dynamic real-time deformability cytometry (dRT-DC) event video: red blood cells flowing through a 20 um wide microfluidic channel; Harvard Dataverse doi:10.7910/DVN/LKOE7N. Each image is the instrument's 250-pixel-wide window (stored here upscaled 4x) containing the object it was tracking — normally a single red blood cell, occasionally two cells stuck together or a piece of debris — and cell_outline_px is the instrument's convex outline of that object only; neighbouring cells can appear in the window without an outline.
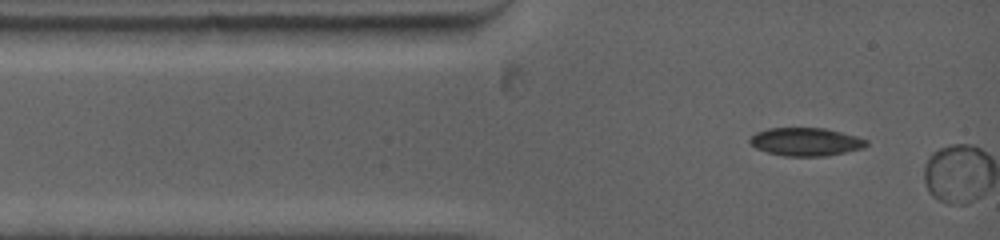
{"species": "common noctule bat (a hibernating species)", "species_latin": "Nyctalus noctula", "temperature_condition": "warm", "stored_images_in_passage": 2, "camera_frame_rate_fps": 5000, "um_per_image_px": 0.085, "animal": {"sex": "female", "body_mass_g": 19.0, "forearm_length_mm": 53.3}, "frame": {"image": 1, "passage_image": 1, "time_ms": 0.0, "image_size_px": [1000, 240], "cell_outline_px": [[868, 144], [864, 148], [824, 156], [784, 156], [768, 152], [756, 148], [748, 140], [756, 132], [768, 128], [824, 128], [856, 136], [868, 140]], "centroid_in_image_um": [68.49, 12.05], "position_along_channel_um": 16.5, "area_um2": 18.96}}